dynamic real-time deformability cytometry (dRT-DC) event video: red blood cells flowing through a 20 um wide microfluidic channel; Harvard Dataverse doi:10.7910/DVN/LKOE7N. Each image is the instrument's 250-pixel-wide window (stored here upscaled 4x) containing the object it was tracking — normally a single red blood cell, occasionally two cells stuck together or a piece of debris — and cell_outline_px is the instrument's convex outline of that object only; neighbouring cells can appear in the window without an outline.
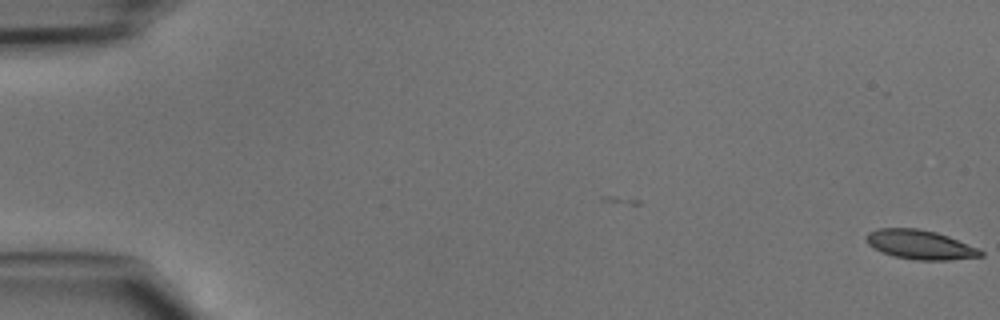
{"species": "common noctule bat (a hibernating species)", "species_latin": "Nyctalus noctula", "temperature_condition": "cold", "stored_images_in_passage": 47, "camera_frame_rate_fps": 3000, "um_per_image_px": 0.085, "animal": {"sex": "male", "body_mass_g": 15.6}, "frame": {"image": 1, "passage_image": 1, "time_ms": 0.0, "image_size_px": [1000, 320], "cell_outline_px": [[984, 256], [948, 260], [916, 260], [896, 256], [884, 252], [868, 244], [864, 236], [868, 232], [880, 228], [916, 228], [936, 232], [948, 236], [976, 248], [984, 252]], "centroid_in_image_um": [78.2, 20.79], "position_along_channel_um": 6.8, "area_um2": 19.19}}
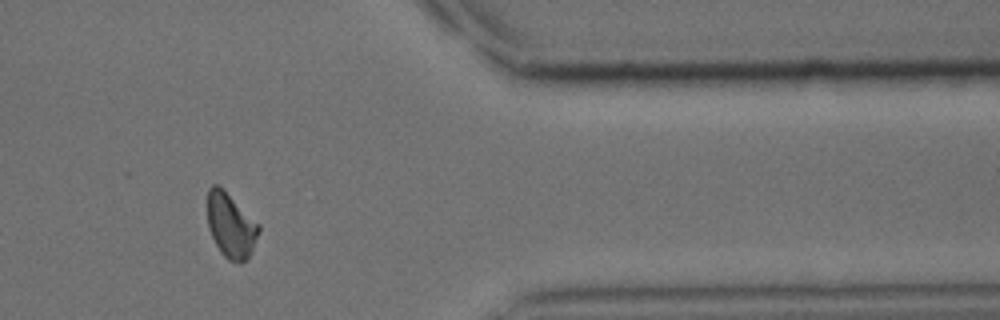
{"frame": {"image": 2, "passage_image": 40, "time_ms": 13.0, "image_size_px": [1000, 320], "cell_outline_px": [[260, 232], [252, 252], [240, 264], [236, 264], [228, 260], [220, 252], [208, 228], [208, 188], [212, 184], [216, 184], [260, 224]], "centroid_in_image_um": [19.63, 19.22], "position_along_channel_um": 391.8, "area_um2": 19.19}}
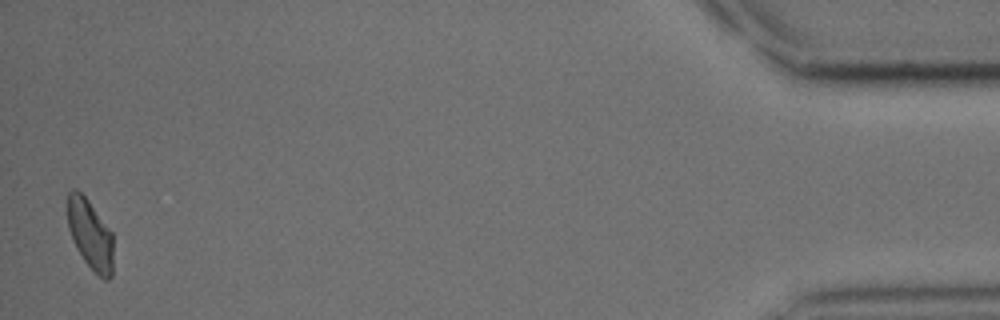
{"frame": {"image": 3, "passage_image": 47, "time_ms": 15.333, "image_size_px": [1000, 320], "cell_outline_px": [[112, 276], [108, 280], [104, 280], [84, 260], [76, 248], [72, 240], [68, 228], [68, 192], [72, 188], [76, 188], [88, 200], [112, 232]], "centroid_in_image_um": [7.66, 19.91], "position_along_channel_um": 427.5, "area_um2": 18.44}}